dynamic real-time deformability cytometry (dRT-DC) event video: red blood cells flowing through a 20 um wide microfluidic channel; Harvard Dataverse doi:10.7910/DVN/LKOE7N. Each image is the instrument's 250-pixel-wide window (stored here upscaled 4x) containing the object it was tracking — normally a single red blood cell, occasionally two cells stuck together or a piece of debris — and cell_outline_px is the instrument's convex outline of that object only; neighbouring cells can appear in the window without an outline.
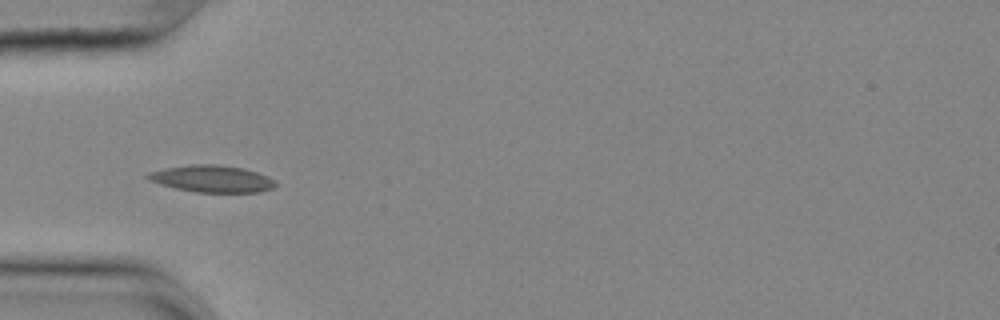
{"species": "common noctule bat (a hibernating species)", "species_latin": "Nyctalus noctula", "temperature_condition": "cold", "stored_images_in_passage": 18, "camera_frame_rate_fps": 3000, "um_per_image_px": 0.085, "animal": {"sex": "female", "body_mass_g": 25.1}, "frame": {"image": 1, "passage_image": 3, "time_ms": 0.667, "image_size_px": [1000, 320], "cell_outline_px": [[276, 184], [272, 188], [260, 192], [196, 192], [176, 188], [160, 184], [148, 180], [144, 176], [148, 172], [168, 168], [192, 164], [216, 164], [244, 168], [268, 176], [276, 180]], "centroid_in_image_um": [18.02, 15.19], "position_along_channel_um": 67.0, "area_um2": 20.0}}